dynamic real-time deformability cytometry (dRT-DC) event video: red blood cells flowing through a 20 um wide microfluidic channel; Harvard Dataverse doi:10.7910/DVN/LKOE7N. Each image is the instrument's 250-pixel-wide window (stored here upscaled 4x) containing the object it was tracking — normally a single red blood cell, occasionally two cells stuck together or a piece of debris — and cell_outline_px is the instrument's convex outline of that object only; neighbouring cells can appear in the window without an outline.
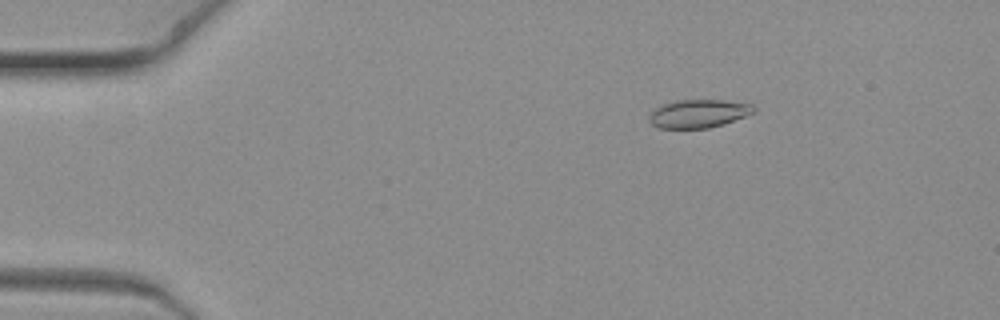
{"species": "common noctule bat (a hibernating species)", "species_latin": "Nyctalus noctula", "temperature_condition": "warm", "stored_images_in_passage": 9, "camera_frame_rate_fps": 3000, "um_per_image_px": 0.085, "animal": {"sex": "female", "body_mass_g": 19.3, "forearm_length_mm": 54.1}, "frame": {"image": 1, "passage_image": 3, "time_ms": 0.667, "image_size_px": [1000, 320], "cell_outline_px": [[756, 112], [724, 124], [708, 128], [660, 128], [652, 124], [648, 120], [648, 116], [656, 108], [664, 104], [676, 100], [720, 100], [752, 104], [756, 108]], "centroid_in_image_um": [59.39, 9.66], "position_along_channel_um": 25.6, "area_um2": 17.17}}
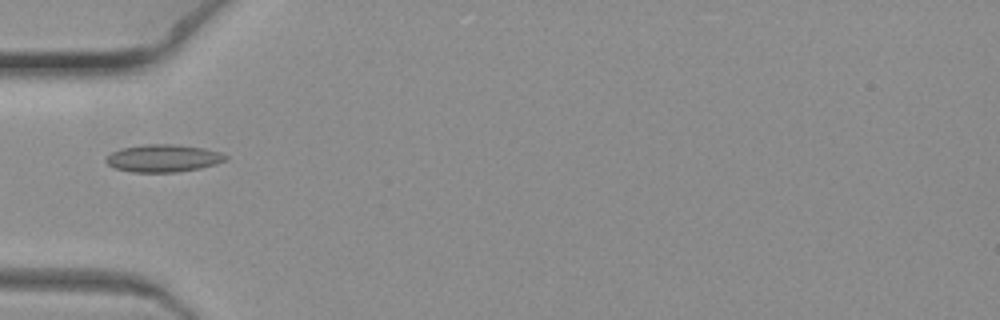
{"frame": {"image": 2, "passage_image": 7, "time_ms": 2.0, "image_size_px": [1000, 320], "cell_outline_px": [[228, 156], [224, 160], [216, 164], [200, 168], [176, 172], [132, 172], [116, 168], [108, 164], [104, 160], [112, 152], [120, 148], [144, 144], [172, 144], [204, 148], [220, 152]], "centroid_in_image_um": [13.86, 13.44], "position_along_channel_um": 71.1, "area_um2": 19.07}}
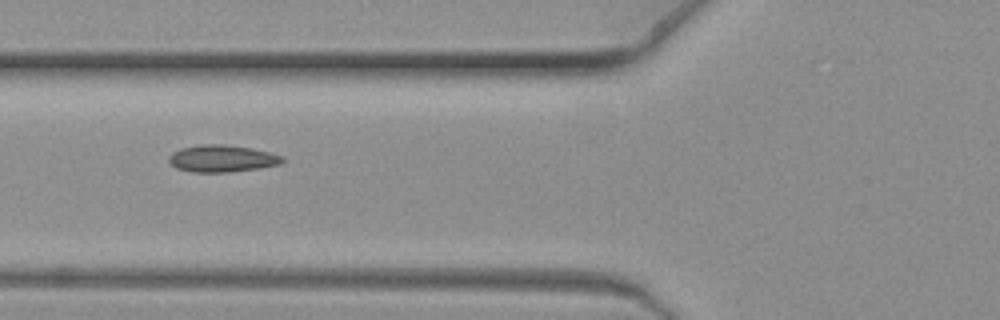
{"frame": {"image": 3, "passage_image": 8, "time_ms": 2.333, "image_size_px": [1000, 320], "cell_outline_px": [[284, 160], [280, 164], [260, 168], [228, 172], [192, 172], [176, 168], [168, 160], [168, 156], [172, 152], [180, 148], [200, 144], [224, 144], [252, 148], [284, 156]], "centroid_in_image_um": [18.86, 13.47], "position_along_channel_um": 106.9, "area_um2": 17.98}}